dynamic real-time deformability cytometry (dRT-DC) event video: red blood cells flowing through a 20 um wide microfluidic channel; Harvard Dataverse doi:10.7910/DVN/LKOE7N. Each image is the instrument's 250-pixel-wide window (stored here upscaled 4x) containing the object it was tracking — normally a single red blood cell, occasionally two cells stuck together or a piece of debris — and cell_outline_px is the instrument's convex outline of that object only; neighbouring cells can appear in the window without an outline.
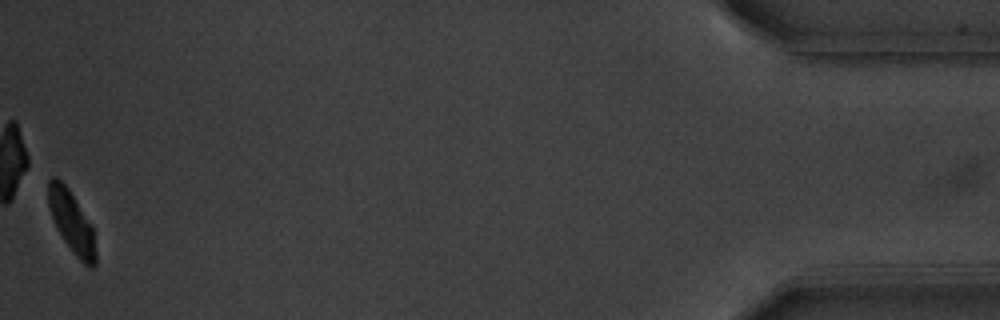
{"species": "common noctule bat (a hibernating species)", "species_latin": "Nyctalus noctula", "temperature_condition": "warm", "stored_images_in_passage": 46, "camera_frame_rate_fps": 3000, "um_per_image_px": 0.085, "animal": {"sex": "male", "body_mass_g": 20.1, "forearm_length_mm": 53.5}, "frame": {"image": 1, "passage_image": 46, "time_ms": 15.0, "image_size_px": [1000, 320], "cell_outline_px": [[96, 264], [92, 268], [88, 268], [72, 252], [56, 228], [48, 204], [48, 180], [52, 176], [56, 176], [68, 188], [92, 224], [96, 252]], "centroid_in_image_um": [6.1, 18.88], "position_along_channel_um": 429.1, "area_um2": 17.11}, "authors_computed_cell_mechanics": {"area_um2": 18.7561, "velocity_mm_per_s": 3.6874, "shape_relaxation_time_tau1_ms": 1.8439, "shape_relaxation_time_tau2_ms": null, "deformation_change_tau1": 0.1234, "deformation_change_tau2": null}}